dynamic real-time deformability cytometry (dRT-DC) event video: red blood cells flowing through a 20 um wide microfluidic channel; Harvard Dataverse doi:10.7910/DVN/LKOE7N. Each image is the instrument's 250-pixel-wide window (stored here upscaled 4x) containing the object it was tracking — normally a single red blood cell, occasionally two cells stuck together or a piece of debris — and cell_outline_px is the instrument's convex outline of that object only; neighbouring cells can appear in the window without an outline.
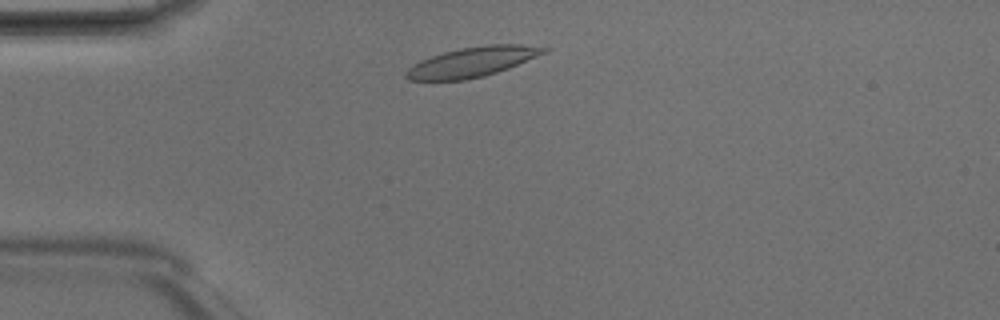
{"species": "Egyptian fruit bat (a non-hibernating species)", "species_latin": "Rousettus aegyptiacus", "temperature_condition": "room temperature", "stored_images_in_passage": 2, "camera_frame_rate_fps": 3000, "um_per_image_px": 0.085, "animal": {"sex": "male"}, "frame": {"image": 1, "passage_image": 2, "time_ms": 0.333, "image_size_px": [1000, 320], "cell_outline_px": [[548, 52], [508, 68], [484, 76], [464, 80], [408, 80], [404, 76], [404, 72], [408, 68], [420, 60], [444, 52], [460, 48], [484, 44], [520, 44], [548, 48]], "centroid_in_image_um": [40.13, 5.26], "position_along_channel_um": 44.9, "area_um2": 23.93}}